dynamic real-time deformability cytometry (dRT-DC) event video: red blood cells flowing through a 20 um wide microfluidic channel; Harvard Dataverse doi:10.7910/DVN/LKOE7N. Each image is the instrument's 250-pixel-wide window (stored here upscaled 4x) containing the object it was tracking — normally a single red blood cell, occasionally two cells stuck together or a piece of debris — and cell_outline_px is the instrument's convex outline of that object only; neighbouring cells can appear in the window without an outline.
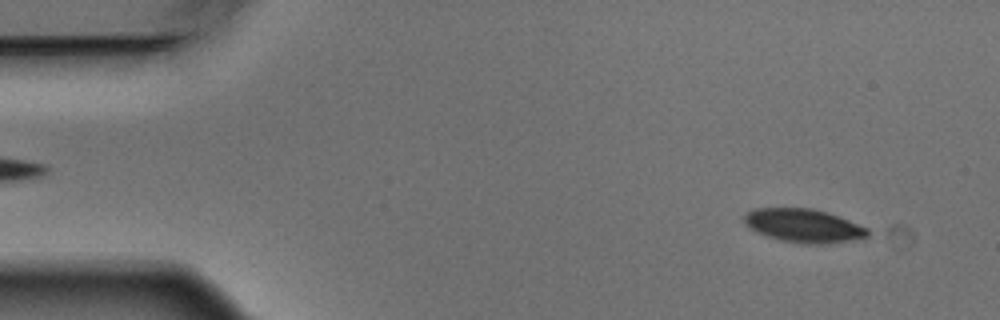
{"species": "Egyptian fruit bat (a non-hibernating species)", "species_latin": "Rousettus aegyptiacus", "temperature_condition": "warm", "stored_images_in_passage": 4, "camera_frame_rate_fps": 3000, "um_per_image_px": 0.085, "animal": {"sex": "male"}, "frame": {"image": 1, "passage_image": 1, "time_ms": 0.0, "image_size_px": [1000, 320], "cell_outline_px": [[868, 236], [852, 240], [824, 244], [800, 244], [780, 240], [756, 232], [748, 228], [744, 220], [744, 216], [748, 212], [756, 208], [812, 208], [828, 212], [868, 228]], "centroid_in_image_um": [68.29, 19.18], "position_along_channel_um": 16.7, "area_um2": 24.1}}
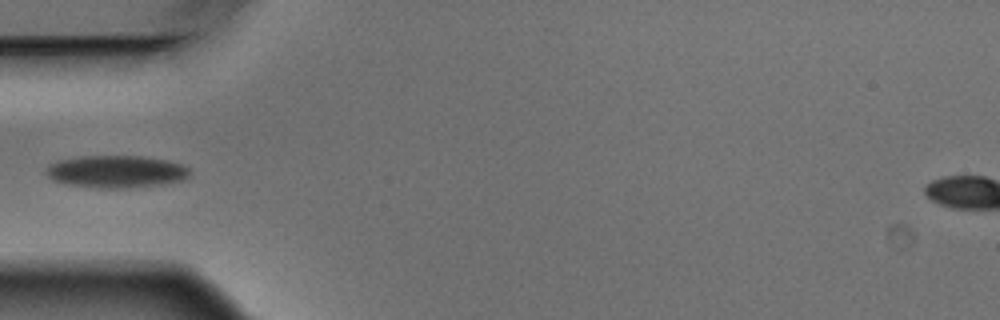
{"frame": {"image": 2, "passage_image": 4, "time_ms": 1.0, "image_size_px": [1000, 320], "cell_outline_px": [[192, 172], [188, 176], [180, 180], [160, 184], [128, 188], [96, 188], [68, 184], [52, 180], [48, 176], [48, 168], [52, 164], [60, 160], [80, 156], [140, 156], [168, 160], [180, 164], [188, 168]], "centroid_in_image_um": [9.9, 14.58], "position_along_channel_um": 75.1, "area_um2": 26.76}}